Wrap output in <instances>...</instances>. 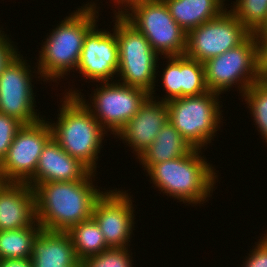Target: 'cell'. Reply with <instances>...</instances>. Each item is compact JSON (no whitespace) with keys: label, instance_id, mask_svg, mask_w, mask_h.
<instances>
[{"label":"cell","instance_id":"1","mask_svg":"<svg viewBox=\"0 0 267 267\" xmlns=\"http://www.w3.org/2000/svg\"><path fill=\"white\" fill-rule=\"evenodd\" d=\"M96 174L90 171L82 180L46 182L33 187L36 221L43 230L67 232L92 217L96 201L105 192L93 183Z\"/></svg>","mask_w":267,"mask_h":267},{"label":"cell","instance_id":"2","mask_svg":"<svg viewBox=\"0 0 267 267\" xmlns=\"http://www.w3.org/2000/svg\"><path fill=\"white\" fill-rule=\"evenodd\" d=\"M92 1L71 12L46 35L35 63L43 82L58 83L76 71L86 34L99 21L100 6Z\"/></svg>","mask_w":267,"mask_h":267},{"label":"cell","instance_id":"3","mask_svg":"<svg viewBox=\"0 0 267 267\" xmlns=\"http://www.w3.org/2000/svg\"><path fill=\"white\" fill-rule=\"evenodd\" d=\"M202 151L194 148L185 156L153 165L146 175L150 176L154 189L159 188L160 193L179 200L177 202L194 204L193 207L208 202L219 175L202 156Z\"/></svg>","mask_w":267,"mask_h":267},{"label":"cell","instance_id":"4","mask_svg":"<svg viewBox=\"0 0 267 267\" xmlns=\"http://www.w3.org/2000/svg\"><path fill=\"white\" fill-rule=\"evenodd\" d=\"M61 100L56 122L49 121L52 138L67 154L96 173L102 141L108 133L76 96L64 94Z\"/></svg>","mask_w":267,"mask_h":267},{"label":"cell","instance_id":"5","mask_svg":"<svg viewBox=\"0 0 267 267\" xmlns=\"http://www.w3.org/2000/svg\"><path fill=\"white\" fill-rule=\"evenodd\" d=\"M113 18L119 48V78L116 81L143 88L150 95H155L156 82L159 80L156 78L159 75V55L145 36L121 14H114Z\"/></svg>","mask_w":267,"mask_h":267},{"label":"cell","instance_id":"6","mask_svg":"<svg viewBox=\"0 0 267 267\" xmlns=\"http://www.w3.org/2000/svg\"><path fill=\"white\" fill-rule=\"evenodd\" d=\"M219 97L221 98L220 94L208 91L202 95L181 97L167 102L168 121L193 148L206 147V150L221 129L224 116Z\"/></svg>","mask_w":267,"mask_h":267},{"label":"cell","instance_id":"7","mask_svg":"<svg viewBox=\"0 0 267 267\" xmlns=\"http://www.w3.org/2000/svg\"><path fill=\"white\" fill-rule=\"evenodd\" d=\"M95 87L97 88L94 89V93L90 94L91 103L85 99L84 93L73 87L67 88L69 90H65V95L76 96L101 127L106 132L110 131L114 138H117L116 134L138 113L140 106L150 96V93L143 88L117 81L99 82Z\"/></svg>","mask_w":267,"mask_h":267},{"label":"cell","instance_id":"8","mask_svg":"<svg viewBox=\"0 0 267 267\" xmlns=\"http://www.w3.org/2000/svg\"><path fill=\"white\" fill-rule=\"evenodd\" d=\"M140 31L160 57L185 55L187 32L170 15L163 0H141L121 14Z\"/></svg>","mask_w":267,"mask_h":267},{"label":"cell","instance_id":"9","mask_svg":"<svg viewBox=\"0 0 267 267\" xmlns=\"http://www.w3.org/2000/svg\"><path fill=\"white\" fill-rule=\"evenodd\" d=\"M205 82L211 92L224 94L232 87L243 93L261 80L258 70V44L251 33L241 44L204 63Z\"/></svg>","mask_w":267,"mask_h":267},{"label":"cell","instance_id":"10","mask_svg":"<svg viewBox=\"0 0 267 267\" xmlns=\"http://www.w3.org/2000/svg\"><path fill=\"white\" fill-rule=\"evenodd\" d=\"M25 59L19 53L0 75V113L16 118L23 124H32L43 118L39 115L41 112L35 110L33 77L43 80L39 71H32L34 67L31 68V63Z\"/></svg>","mask_w":267,"mask_h":267},{"label":"cell","instance_id":"11","mask_svg":"<svg viewBox=\"0 0 267 267\" xmlns=\"http://www.w3.org/2000/svg\"><path fill=\"white\" fill-rule=\"evenodd\" d=\"M43 117L24 124L14 137L0 162V178L5 182L27 183L34 176L43 147L52 138L49 121Z\"/></svg>","mask_w":267,"mask_h":267},{"label":"cell","instance_id":"12","mask_svg":"<svg viewBox=\"0 0 267 267\" xmlns=\"http://www.w3.org/2000/svg\"><path fill=\"white\" fill-rule=\"evenodd\" d=\"M228 9L187 33L185 55L205 63L241 44L251 32Z\"/></svg>","mask_w":267,"mask_h":267},{"label":"cell","instance_id":"13","mask_svg":"<svg viewBox=\"0 0 267 267\" xmlns=\"http://www.w3.org/2000/svg\"><path fill=\"white\" fill-rule=\"evenodd\" d=\"M133 197L127 191L106 190L96 201L92 217L99 225L110 248H130L135 230Z\"/></svg>","mask_w":267,"mask_h":267},{"label":"cell","instance_id":"14","mask_svg":"<svg viewBox=\"0 0 267 267\" xmlns=\"http://www.w3.org/2000/svg\"><path fill=\"white\" fill-rule=\"evenodd\" d=\"M97 25L96 23L86 34L76 72L79 71L77 73L81 74L85 81L113 82L117 80L119 67L115 25L112 31L99 29Z\"/></svg>","mask_w":267,"mask_h":267},{"label":"cell","instance_id":"15","mask_svg":"<svg viewBox=\"0 0 267 267\" xmlns=\"http://www.w3.org/2000/svg\"><path fill=\"white\" fill-rule=\"evenodd\" d=\"M162 58L168 60L160 78L166 94L161 98L156 95L150 97L168 102L181 97L202 95L209 91L205 82L204 63L186 55Z\"/></svg>","mask_w":267,"mask_h":267},{"label":"cell","instance_id":"16","mask_svg":"<svg viewBox=\"0 0 267 267\" xmlns=\"http://www.w3.org/2000/svg\"><path fill=\"white\" fill-rule=\"evenodd\" d=\"M168 122L167 102L148 97L132 117L116 134L126 143L136 159L154 142L162 127Z\"/></svg>","mask_w":267,"mask_h":267},{"label":"cell","instance_id":"17","mask_svg":"<svg viewBox=\"0 0 267 267\" xmlns=\"http://www.w3.org/2000/svg\"><path fill=\"white\" fill-rule=\"evenodd\" d=\"M36 222L34 189L27 183L5 182L0 187V231L22 229Z\"/></svg>","mask_w":267,"mask_h":267},{"label":"cell","instance_id":"18","mask_svg":"<svg viewBox=\"0 0 267 267\" xmlns=\"http://www.w3.org/2000/svg\"><path fill=\"white\" fill-rule=\"evenodd\" d=\"M89 172L85 165L67 154L51 138L43 147L35 174L27 184L33 188L39 183L82 180Z\"/></svg>","mask_w":267,"mask_h":267},{"label":"cell","instance_id":"19","mask_svg":"<svg viewBox=\"0 0 267 267\" xmlns=\"http://www.w3.org/2000/svg\"><path fill=\"white\" fill-rule=\"evenodd\" d=\"M33 267H82L67 232L43 230L33 241Z\"/></svg>","mask_w":267,"mask_h":267},{"label":"cell","instance_id":"20","mask_svg":"<svg viewBox=\"0 0 267 267\" xmlns=\"http://www.w3.org/2000/svg\"><path fill=\"white\" fill-rule=\"evenodd\" d=\"M194 148L168 121L155 137L154 142L142 153L140 165L146 172L155 164L189 154Z\"/></svg>","mask_w":267,"mask_h":267},{"label":"cell","instance_id":"21","mask_svg":"<svg viewBox=\"0 0 267 267\" xmlns=\"http://www.w3.org/2000/svg\"><path fill=\"white\" fill-rule=\"evenodd\" d=\"M170 15L187 33L217 18L226 8V0H163ZM225 5V6H224Z\"/></svg>","mask_w":267,"mask_h":267},{"label":"cell","instance_id":"22","mask_svg":"<svg viewBox=\"0 0 267 267\" xmlns=\"http://www.w3.org/2000/svg\"><path fill=\"white\" fill-rule=\"evenodd\" d=\"M67 233L73 242L75 254L80 262L110 249L93 217L73 225Z\"/></svg>","mask_w":267,"mask_h":267},{"label":"cell","instance_id":"23","mask_svg":"<svg viewBox=\"0 0 267 267\" xmlns=\"http://www.w3.org/2000/svg\"><path fill=\"white\" fill-rule=\"evenodd\" d=\"M41 231L38 222L22 229L0 231V260L31 258L33 241Z\"/></svg>","mask_w":267,"mask_h":267},{"label":"cell","instance_id":"24","mask_svg":"<svg viewBox=\"0 0 267 267\" xmlns=\"http://www.w3.org/2000/svg\"><path fill=\"white\" fill-rule=\"evenodd\" d=\"M261 139L267 143V80L253 83L242 95Z\"/></svg>","mask_w":267,"mask_h":267},{"label":"cell","instance_id":"25","mask_svg":"<svg viewBox=\"0 0 267 267\" xmlns=\"http://www.w3.org/2000/svg\"><path fill=\"white\" fill-rule=\"evenodd\" d=\"M230 12L251 32L255 33L267 19V0H236Z\"/></svg>","mask_w":267,"mask_h":267},{"label":"cell","instance_id":"26","mask_svg":"<svg viewBox=\"0 0 267 267\" xmlns=\"http://www.w3.org/2000/svg\"><path fill=\"white\" fill-rule=\"evenodd\" d=\"M130 248H110L85 259L82 267H134Z\"/></svg>","mask_w":267,"mask_h":267},{"label":"cell","instance_id":"27","mask_svg":"<svg viewBox=\"0 0 267 267\" xmlns=\"http://www.w3.org/2000/svg\"><path fill=\"white\" fill-rule=\"evenodd\" d=\"M23 125L18 119L0 113V162L7 155L14 137Z\"/></svg>","mask_w":267,"mask_h":267},{"label":"cell","instance_id":"28","mask_svg":"<svg viewBox=\"0 0 267 267\" xmlns=\"http://www.w3.org/2000/svg\"><path fill=\"white\" fill-rule=\"evenodd\" d=\"M17 48L9 38V35L5 34L3 30H0V75L7 65L20 53Z\"/></svg>","mask_w":267,"mask_h":267},{"label":"cell","instance_id":"29","mask_svg":"<svg viewBox=\"0 0 267 267\" xmlns=\"http://www.w3.org/2000/svg\"><path fill=\"white\" fill-rule=\"evenodd\" d=\"M249 251L248 256H245L242 267H267V244L261 239L255 242V247Z\"/></svg>","mask_w":267,"mask_h":267},{"label":"cell","instance_id":"30","mask_svg":"<svg viewBox=\"0 0 267 267\" xmlns=\"http://www.w3.org/2000/svg\"><path fill=\"white\" fill-rule=\"evenodd\" d=\"M258 44V70L261 80H267V35H255Z\"/></svg>","mask_w":267,"mask_h":267},{"label":"cell","instance_id":"31","mask_svg":"<svg viewBox=\"0 0 267 267\" xmlns=\"http://www.w3.org/2000/svg\"><path fill=\"white\" fill-rule=\"evenodd\" d=\"M0 267H33L31 258L26 259H2Z\"/></svg>","mask_w":267,"mask_h":267},{"label":"cell","instance_id":"32","mask_svg":"<svg viewBox=\"0 0 267 267\" xmlns=\"http://www.w3.org/2000/svg\"><path fill=\"white\" fill-rule=\"evenodd\" d=\"M115 4L113 14H122L131 4L141 0H112ZM118 10V11H117Z\"/></svg>","mask_w":267,"mask_h":267},{"label":"cell","instance_id":"33","mask_svg":"<svg viewBox=\"0 0 267 267\" xmlns=\"http://www.w3.org/2000/svg\"><path fill=\"white\" fill-rule=\"evenodd\" d=\"M255 35H267V19L264 24L254 33Z\"/></svg>","mask_w":267,"mask_h":267},{"label":"cell","instance_id":"34","mask_svg":"<svg viewBox=\"0 0 267 267\" xmlns=\"http://www.w3.org/2000/svg\"><path fill=\"white\" fill-rule=\"evenodd\" d=\"M267 230H265V232H266ZM262 237V238H261ZM260 239L265 243V244H267V232L266 233H264V236H263V234H262V236H260Z\"/></svg>","mask_w":267,"mask_h":267},{"label":"cell","instance_id":"35","mask_svg":"<svg viewBox=\"0 0 267 267\" xmlns=\"http://www.w3.org/2000/svg\"><path fill=\"white\" fill-rule=\"evenodd\" d=\"M5 183L3 179L0 178V187Z\"/></svg>","mask_w":267,"mask_h":267}]
</instances>
